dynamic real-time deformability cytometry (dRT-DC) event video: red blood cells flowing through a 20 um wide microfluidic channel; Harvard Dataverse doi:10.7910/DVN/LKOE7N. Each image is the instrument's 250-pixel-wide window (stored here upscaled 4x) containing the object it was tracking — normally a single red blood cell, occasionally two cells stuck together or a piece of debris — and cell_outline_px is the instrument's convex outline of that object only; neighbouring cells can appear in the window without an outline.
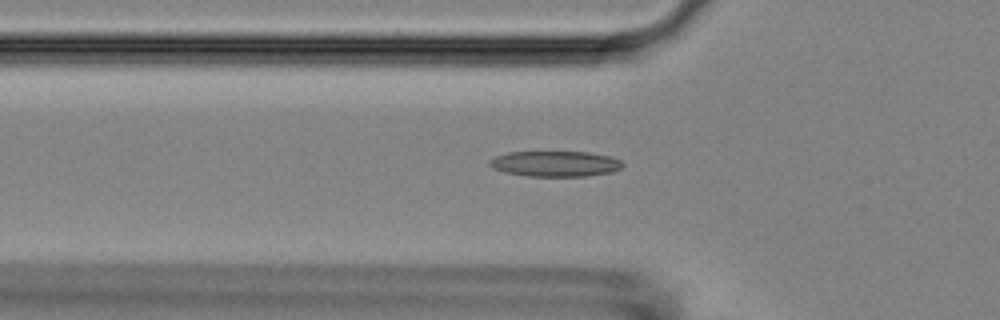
{"species": "Egyptian fruit bat (a non-hibernating species)", "species_latin": "Rousettus aegyptiacus", "temperature_condition": "room temperature", "stored_images_in_passage": 53, "camera_frame_rate_fps": 3000, "um_per_image_px": 0.085, "animal": {"sex": "female"}, "frame": {"image": 1, "passage_image": 18, "time_ms": 5.667, "image_size_px": [1000, 320], "cell_outline_px": [[624, 164], [620, 168], [612, 172], [588, 176], [528, 176], [504, 172], [492, 168], [488, 164], [488, 160], [496, 156], [508, 152], [588, 152], [612, 156], [620, 160]], "centroid_in_image_um": [47.19, 13.92], "position_along_channel_um": 78.6, "area_um2": 19.94}}
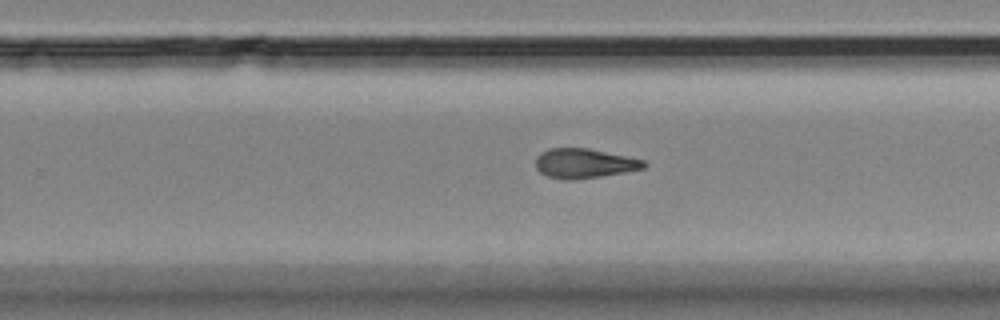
{"frame": {"image": 2, "passage_image": 34, "time_ms": 11.0, "image_size_px": [1000, 320], "cell_outline_px": [[648, 164], [644, 168], [624, 172], [600, 176], [572, 180], [568, 180], [548, 176], [540, 172], [536, 168], [536, 156], [540, 152], [548, 148], [588, 148], [644, 160]], "centroid_in_image_um": [49.63, 13.88], "position_along_channel_um": 280.2, "area_um2": 18.55}}
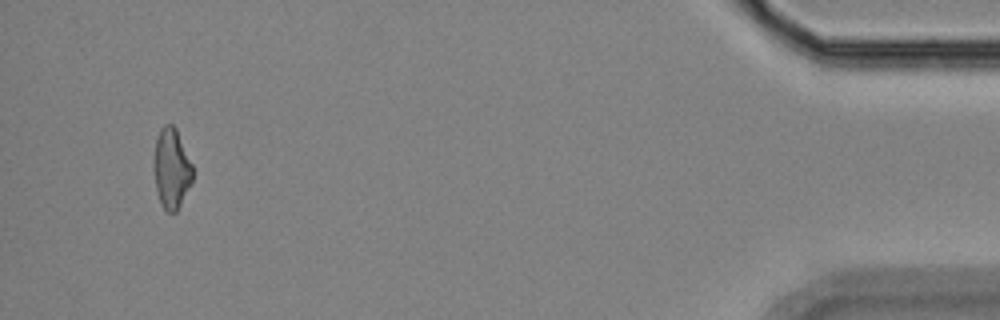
{"frame": {"image": 3, "passage_image": 51, "time_ms": 16.667, "image_size_px": [1000, 320], "cell_outline_px": [[192, 184], [176, 212], [168, 212], [160, 204], [156, 188], [152, 168], [152, 164], [156, 140], [160, 128], [164, 124], [172, 124], [176, 128], [192, 164]], "centroid_in_image_um": [14.56, 14.32], "position_along_channel_um": 420.6, "area_um2": 18.38}, "authors_computed_cell_mechanics": {"area_um2": 18.785, "velocity_mm_per_s": 3.7614, "shape_relaxation_time_tau1_ms": null, "shape_relaxation_time_tau2_ms": 6.5817, "deformation_change_tau1": null, "deformation_change_tau2": 0.1676}}